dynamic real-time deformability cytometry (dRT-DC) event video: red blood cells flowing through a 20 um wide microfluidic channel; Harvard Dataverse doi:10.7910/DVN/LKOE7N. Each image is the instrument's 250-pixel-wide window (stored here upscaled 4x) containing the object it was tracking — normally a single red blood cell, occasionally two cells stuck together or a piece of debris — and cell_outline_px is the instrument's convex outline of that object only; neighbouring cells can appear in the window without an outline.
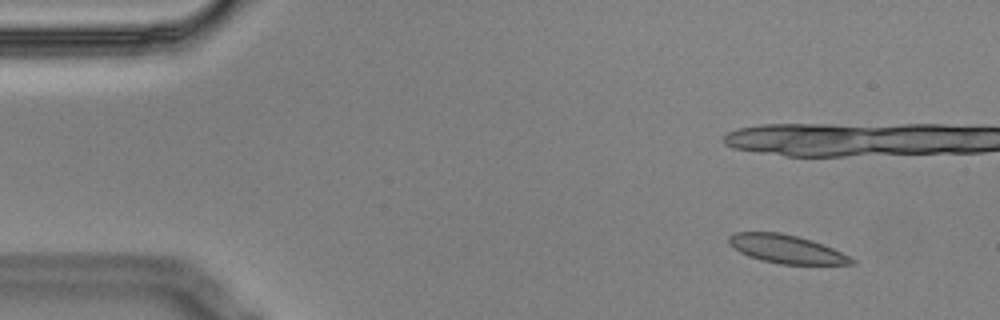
{"species": "Egyptian fruit bat (a non-hibernating species)", "species_latin": "Rousettus aegyptiacus", "temperature_condition": "cold", "stored_images_in_passage": 4, "camera_frame_rate_fps": 3000, "um_per_image_px": 0.085, "animal": {"sex": "male"}, "frame": {"image": 1, "passage_image": 1, "time_ms": 0.0, "image_size_px": [1000, 320], "cell_outline_px": [[856, 264], [780, 264], [760, 260], [748, 256], [740, 252], [728, 244], [728, 236], [732, 232], [780, 232], [812, 240], [832, 248], [856, 260]], "centroid_in_image_um": [66.8, 21.16], "position_along_channel_um": 18.2, "area_um2": 20.29}}